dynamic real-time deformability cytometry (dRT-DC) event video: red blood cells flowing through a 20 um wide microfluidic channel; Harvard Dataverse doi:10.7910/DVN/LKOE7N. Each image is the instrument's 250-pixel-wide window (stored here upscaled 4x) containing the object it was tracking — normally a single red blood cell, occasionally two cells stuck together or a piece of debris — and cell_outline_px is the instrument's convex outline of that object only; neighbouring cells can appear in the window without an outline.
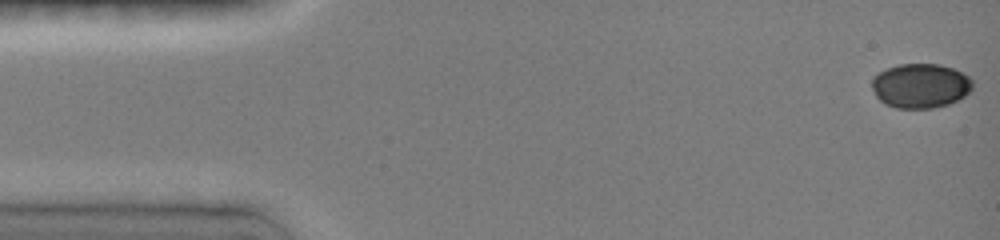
{"species": "common noctule bat (a hibernating species)", "species_latin": "Nyctalus noctula", "temperature_condition": "room temperature", "stored_images_in_passage": 21, "camera_frame_rate_fps": 3000, "um_per_image_px": 0.085, "animal": {"sex": "female", "body_mass_g": 19.0, "forearm_length_mm": 51.5}, "frame": {"image": 1, "passage_image": 1, "time_ms": 0.0, "image_size_px": [1000, 240], "cell_outline_px": [[972, 88], [964, 96], [948, 104], [932, 108], [896, 108], [884, 104], [876, 96], [872, 88], [872, 76], [888, 68], [900, 64], [940, 64], [952, 68], [968, 76], [972, 80]], "centroid_in_image_um": [78.21, 7.29], "position_along_channel_um": 6.8, "area_um2": 26.01}}
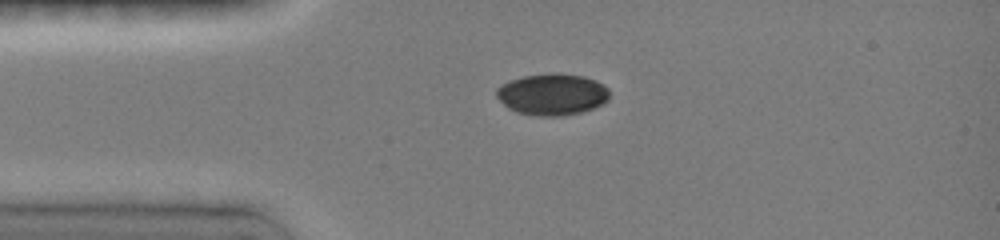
{"frame": {"image": 2, "passage_image": 15, "time_ms": 3.333, "image_size_px": [1000, 240], "cell_outline_px": [[608, 100], [604, 104], [580, 112], [564, 116], [536, 116], [516, 112], [508, 108], [496, 96], [496, 88], [512, 80], [524, 76], [584, 76], [596, 80], [604, 84], [608, 88]], "centroid_in_image_um": [46.96, 8.07], "position_along_channel_um": 38.0, "area_um2": 26.59}}
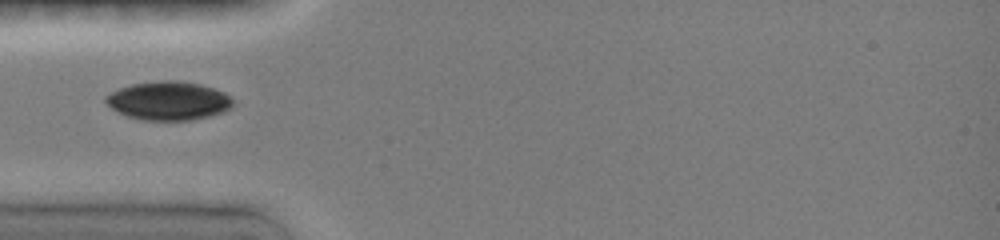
{"frame": {"image": 3, "passage_image": 20, "time_ms": 4.667, "image_size_px": [1000, 240], "cell_outline_px": [[236, 104], [232, 108], [224, 112], [212, 116], [192, 120], [140, 120], [128, 116], [112, 108], [104, 100], [104, 96], [120, 88], [132, 84], [164, 80], [172, 80], [196, 84], [212, 88], [224, 92]], "centroid_in_image_um": [14.35, 8.58], "position_along_channel_um": 70.6, "area_um2": 28.5}}